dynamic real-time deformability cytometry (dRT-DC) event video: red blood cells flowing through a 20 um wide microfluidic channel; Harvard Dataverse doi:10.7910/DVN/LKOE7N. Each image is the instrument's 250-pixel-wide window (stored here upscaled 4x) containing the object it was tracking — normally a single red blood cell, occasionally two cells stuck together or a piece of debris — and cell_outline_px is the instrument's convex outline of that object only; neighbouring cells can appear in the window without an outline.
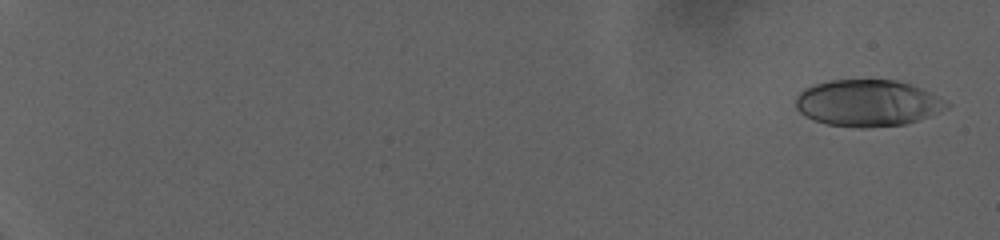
{"species": "human", "species_latin": "Homo sapiens", "temperature_condition": "warm", "stored_images_in_passage": 78, "camera_frame_rate_fps": 3000, "um_per_image_px": 0.085, "donor": {"sex": "female"}, "frame": {"image": 1, "passage_image": 3, "time_ms": 0.667, "image_size_px": [1000, 240], "cell_outline_px": [[952, 104], [948, 108], [916, 120], [904, 124], [864, 128], [860, 128], [828, 124], [816, 120], [800, 112], [796, 108], [796, 96], [804, 88], [828, 80], [896, 80], [920, 88]], "centroid_in_image_um": [73.73, 8.75], "position_along_channel_um": 11.3, "area_um2": 40.46}}
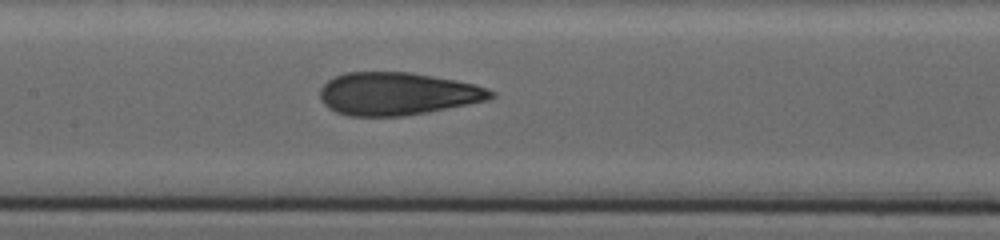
{"frame": {"image": 2, "passage_image": 45, "time_ms": 14.667, "image_size_px": [1000, 240], "cell_outline_px": [[496, 96], [488, 100], [428, 112], [404, 116], [348, 116], [336, 112], [328, 108], [320, 100], [320, 88], [328, 80], [344, 72], [412, 72], [456, 80], [476, 84], [488, 88], [496, 92]], "centroid_in_image_um": [33.79, 7.97], "position_along_channel_um": 173.6, "area_um2": 42.89}}
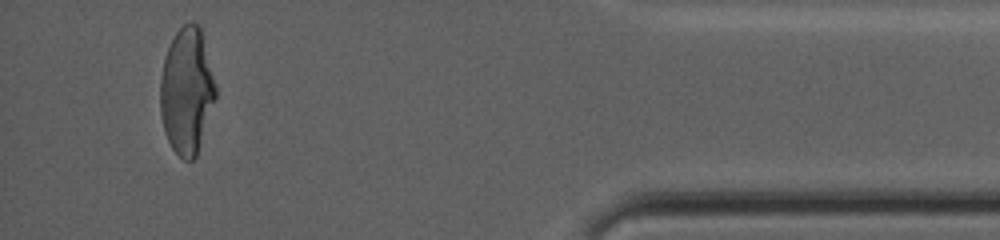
{"frame": {"image": 3, "passage_image": 75, "time_ms": 24.667, "image_size_px": [1000, 240], "cell_outline_px": [[216, 100], [196, 156], [192, 160], [184, 160], [172, 148], [164, 132], [160, 112], [160, 80], [164, 60], [168, 48], [176, 32], [188, 20], [192, 20], [200, 24], [216, 84]], "centroid_in_image_um": [15.89, 7.7], "position_along_channel_um": 419.3, "area_um2": 41.04}, "authors_computed_cell_mechanics": {"area_um2": 41.5004, "velocity_mm_per_s": 2.8781, "shape_relaxation_time_tau1_ms": 10.5527, "shape_relaxation_time_tau2_ms": 1.0556, "deformation_change_tau1": 0.2791, "deformation_change_tau2": 0.0748}}